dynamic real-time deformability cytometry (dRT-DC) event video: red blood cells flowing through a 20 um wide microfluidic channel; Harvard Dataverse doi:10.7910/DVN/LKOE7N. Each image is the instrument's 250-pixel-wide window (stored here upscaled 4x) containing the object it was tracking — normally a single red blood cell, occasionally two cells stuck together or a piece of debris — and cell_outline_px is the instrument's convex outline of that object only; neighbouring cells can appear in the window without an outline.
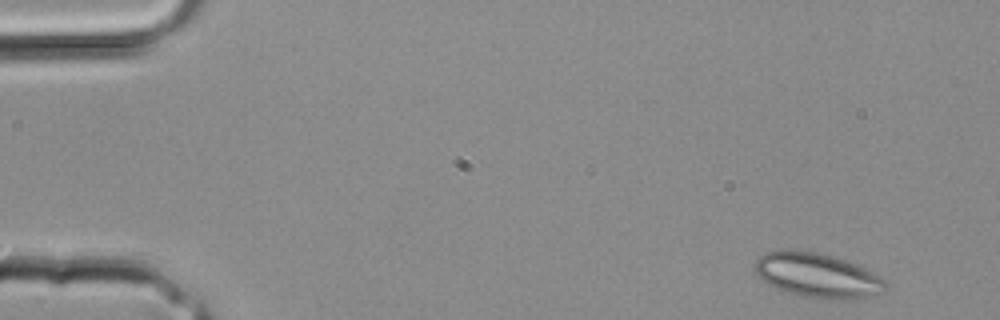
{"species": "common noctule bat (a hibernating species)", "species_latin": "Nyctalus noctula", "temperature_condition": "room temperature", "stored_images_in_passage": 29, "segment_of_instrument_passage": [1, 2], "camera_frame_rate_fps": 3000, "um_per_image_px": 0.085, "animal": {"sex": "male", "body_mass_g": 20.4}, "frame": {"image": 1, "passage_image": 1, "time_ms": 0.0, "image_size_px": [1000, 320], "cell_outline_px": [[888, 288], [884, 292], [868, 296], [840, 300], [828, 300], [804, 296], [788, 292], [776, 288], [768, 284], [756, 272], [756, 260], [764, 252], [788, 248], [816, 252], [832, 256], [856, 264], [872, 272], [884, 280], [888, 284]], "centroid_in_image_um": [69.48, 23.4], "position_along_channel_um": 15.5, "area_um2": 33.87}}